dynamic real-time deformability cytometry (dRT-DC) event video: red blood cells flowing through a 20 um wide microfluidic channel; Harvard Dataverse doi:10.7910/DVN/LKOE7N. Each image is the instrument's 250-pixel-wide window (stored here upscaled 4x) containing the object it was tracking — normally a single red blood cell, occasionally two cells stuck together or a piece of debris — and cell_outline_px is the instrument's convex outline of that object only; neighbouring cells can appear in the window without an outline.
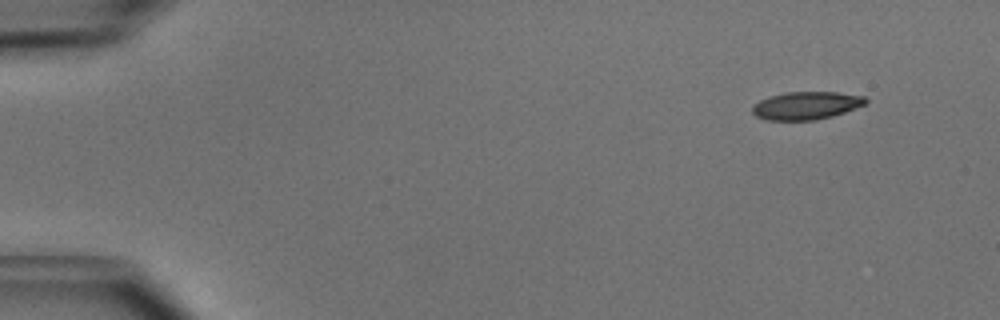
{"species": "common noctule bat (a hibernating species)", "species_latin": "Nyctalus noctula", "temperature_condition": "cold", "stored_images_in_passage": 47, "camera_frame_rate_fps": 3000, "um_per_image_px": 0.085, "animal": {"sex": "male", "body_mass_g": 15.6}, "frame": {"image": 1, "passage_image": 1, "time_ms": 0.0, "image_size_px": [1000, 320], "cell_outline_px": [[868, 100], [864, 104], [844, 112], [832, 116], [816, 120], [768, 120], [756, 116], [752, 112], [752, 108], [760, 100], [768, 96], [784, 92], [836, 92], [864, 96]], "centroid_in_image_um": [68.51, 8.97], "position_along_channel_um": 16.5, "area_um2": 18.26}}
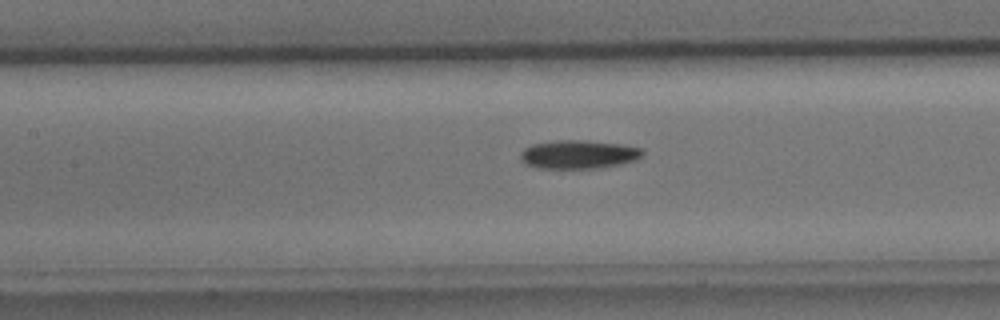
{"frame": {"image": 2, "passage_image": 20, "time_ms": 6.333, "image_size_px": [1000, 320], "cell_outline_px": [[644, 152], [636, 160], [620, 164], [596, 168], [536, 168], [524, 164], [520, 160], [520, 152], [524, 148], [532, 144], [556, 140], [584, 140], [620, 144], [644, 148]], "centroid_in_image_um": [49.14, 13.12], "position_along_channel_um": 158.3, "area_um2": 20.46}}
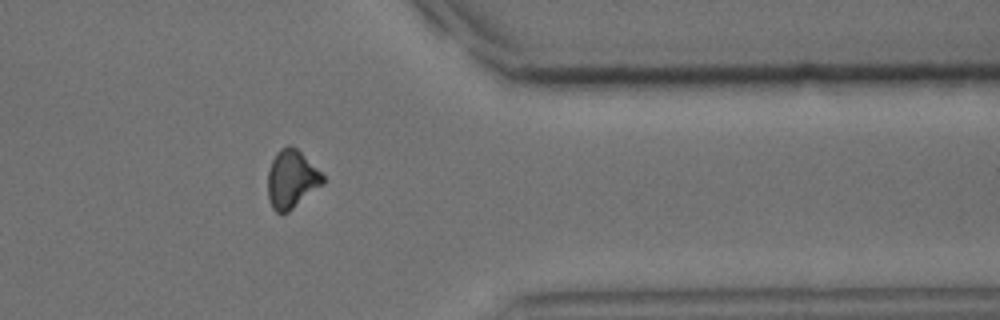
{"frame": {"image": 3, "passage_image": 38, "time_ms": 12.333, "image_size_px": [1000, 320], "cell_outline_px": [[324, 184], [288, 212], [276, 212], [272, 208], [268, 200], [268, 172], [272, 160], [276, 152], [280, 148], [288, 144], [292, 144], [324, 176]], "centroid_in_image_um": [24.77, 15.23], "position_along_channel_um": 386.6, "area_um2": 18.61}, "authors_computed_cell_mechanics": {"area_um2": 19.0162, "velocity_mm_per_s": 3.9889, "shape_relaxation_time_tau1_ms": 3.7738, "shape_relaxation_time_tau2_ms": null, "deformation_change_tau1": 0.1314, "deformation_change_tau2": null}}